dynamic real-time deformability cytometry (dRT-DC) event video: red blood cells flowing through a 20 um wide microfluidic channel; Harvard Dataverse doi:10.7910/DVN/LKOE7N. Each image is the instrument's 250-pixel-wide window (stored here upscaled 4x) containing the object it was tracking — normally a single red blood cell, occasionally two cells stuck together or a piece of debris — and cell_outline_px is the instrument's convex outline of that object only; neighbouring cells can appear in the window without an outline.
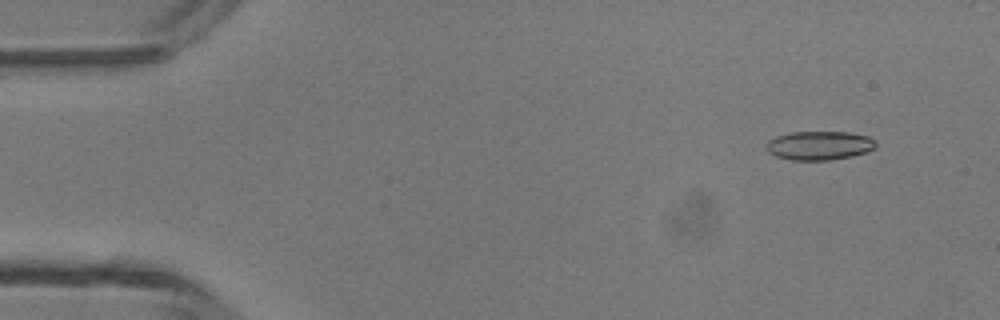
{"species": "common noctule bat (a hibernating species)", "species_latin": "Nyctalus noctula", "temperature_condition": "room temperature", "stored_images_in_passage": 47, "camera_frame_rate_fps": 3000, "um_per_image_px": 0.085, "animal": {"sex": "male", "body_mass_g": 13.3}, "frame": {"image": 1, "passage_image": 4, "time_ms": 1.0, "image_size_px": [1000, 320], "cell_outline_px": [[876, 144], [872, 148], [864, 152], [852, 156], [832, 160], [792, 160], [776, 156], [768, 152], [768, 140], [776, 136], [792, 132], [848, 132], [868, 136], [876, 140]], "centroid_in_image_um": [69.64, 12.36], "position_along_channel_um": 15.4, "area_um2": 18.26}}
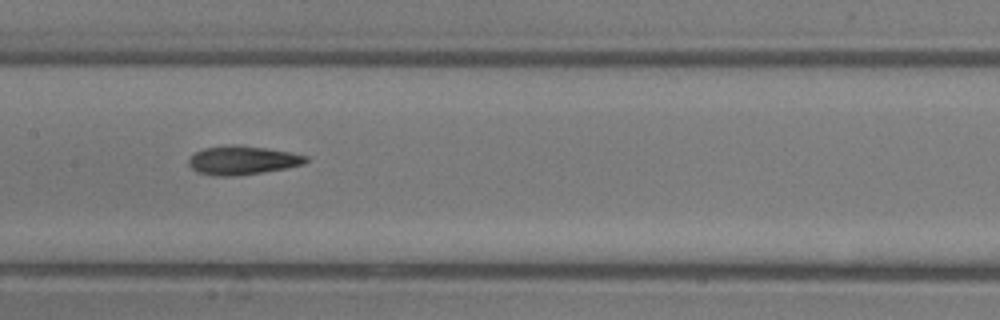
{"frame": {"image": 2, "passage_image": 23, "time_ms": 7.333, "image_size_px": [1000, 320], "cell_outline_px": [[308, 160], [304, 164], [288, 168], [264, 172], [236, 176], [212, 176], [196, 172], [188, 164], [188, 160], [196, 152], [204, 148], [232, 144], [236, 144], [268, 148], [292, 152], [308, 156]], "centroid_in_image_um": [20.63, 13.62], "position_along_channel_um": 186.8, "area_um2": 19.94}}
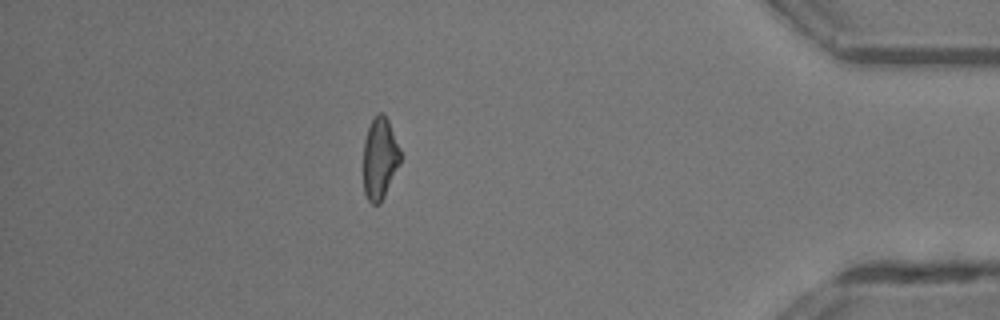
{"frame": {"image": 3, "passage_image": 41, "time_ms": 13.333, "image_size_px": [1000, 320], "cell_outline_px": [[400, 164], [380, 204], [372, 204], [368, 200], [364, 192], [364, 140], [368, 128], [376, 112], [380, 112], [388, 120], [400, 148]], "centroid_in_image_um": [32.28, 13.47], "position_along_channel_um": 402.9, "area_um2": 17.51}, "authors_computed_cell_mechanics": {"area_um2": 18.9006, "velocity_mm_per_s": 4.3831, "shape_relaxation_time_tau1_ms": 3.8046, "shape_relaxation_time_tau2_ms": 5.9431, "deformation_change_tau1": 0.1736, "deformation_change_tau2": 0.1427}}